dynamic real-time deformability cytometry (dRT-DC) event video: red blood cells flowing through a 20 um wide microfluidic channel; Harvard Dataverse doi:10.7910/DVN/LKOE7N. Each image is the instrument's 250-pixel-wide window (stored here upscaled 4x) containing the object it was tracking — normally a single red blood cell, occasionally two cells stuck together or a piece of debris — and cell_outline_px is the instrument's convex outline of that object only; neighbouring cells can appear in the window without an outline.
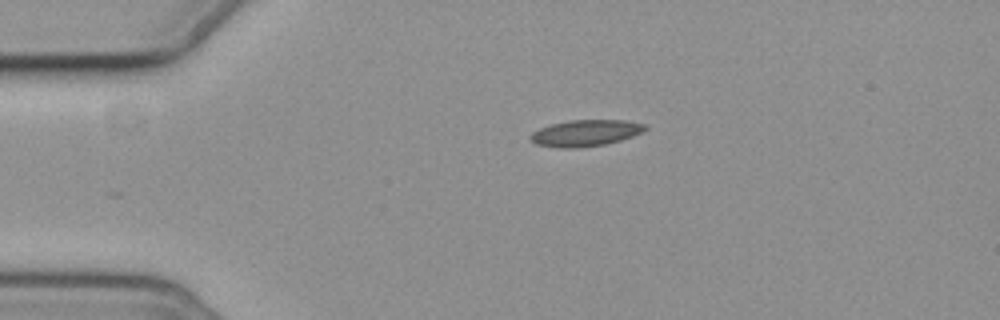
{"species": "common noctule bat (a hibernating species)", "species_latin": "Nyctalus noctula", "temperature_condition": "cold", "stored_images_in_passage": 2, "camera_frame_rate_fps": 3000, "um_per_image_px": 0.085, "animal": {"sex": "female", "body_mass_g": 19.3, "forearm_length_mm": 54.1}, "frame": {"image": 1, "passage_image": 1, "time_ms": 0.0, "image_size_px": [1000, 320], "cell_outline_px": [[648, 128], [632, 136], [620, 140], [604, 144], [580, 148], [556, 148], [536, 144], [528, 136], [532, 132], [540, 128], [552, 124], [572, 120], [624, 120], [644, 124]], "centroid_in_image_um": [49.73, 11.31], "position_along_channel_um": 35.3, "area_um2": 17.51}}